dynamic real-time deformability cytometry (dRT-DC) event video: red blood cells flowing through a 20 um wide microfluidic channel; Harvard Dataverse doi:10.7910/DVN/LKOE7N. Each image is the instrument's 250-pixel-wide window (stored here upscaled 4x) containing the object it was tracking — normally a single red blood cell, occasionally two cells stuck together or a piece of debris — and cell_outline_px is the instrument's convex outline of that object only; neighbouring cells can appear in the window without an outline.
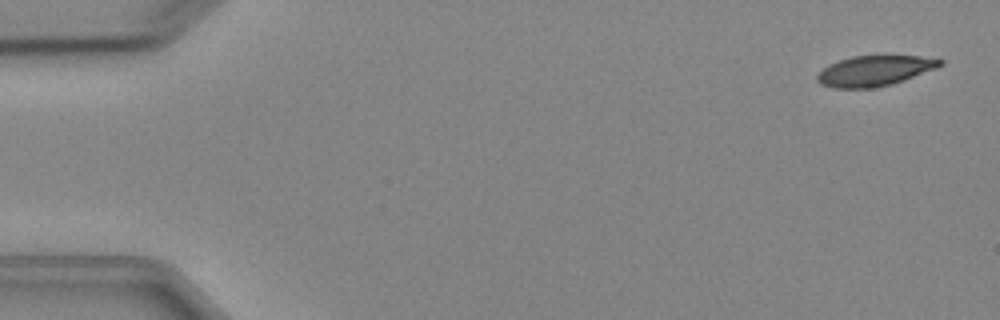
{"species": "Egyptian fruit bat (a non-hibernating species)", "species_latin": "Rousettus aegyptiacus", "temperature_condition": "cold", "stored_images_in_passage": 4, "camera_frame_rate_fps": 3000, "um_per_image_px": 0.085, "animal": {"sex": "female"}, "frame": {"image": 1, "passage_image": 1, "time_ms": 0.0, "image_size_px": [1000, 320], "cell_outline_px": [[944, 64], [936, 68], [904, 80], [892, 84], [872, 88], [832, 88], [820, 84], [816, 80], [816, 76], [828, 64], [852, 56], [884, 52], [920, 56], [944, 60]], "centroid_in_image_um": [74.36, 5.96], "position_along_channel_um": 10.6, "area_um2": 22.66}}